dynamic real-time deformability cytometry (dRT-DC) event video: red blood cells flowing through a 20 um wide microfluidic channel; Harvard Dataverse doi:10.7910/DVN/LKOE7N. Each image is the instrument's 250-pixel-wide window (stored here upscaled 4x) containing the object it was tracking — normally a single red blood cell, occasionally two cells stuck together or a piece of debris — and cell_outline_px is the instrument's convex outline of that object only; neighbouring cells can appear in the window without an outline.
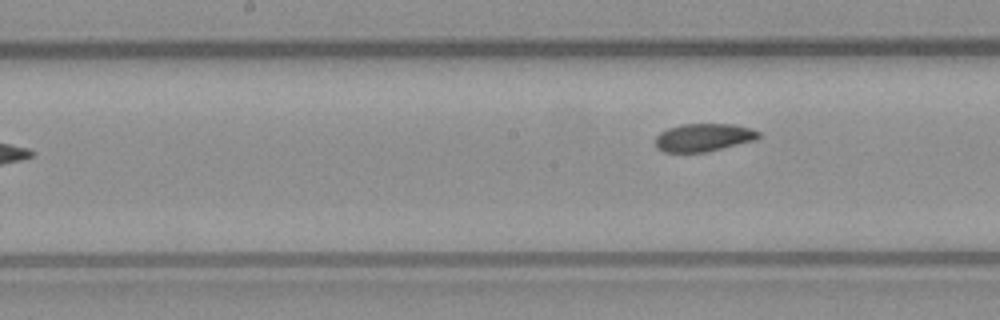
{"species": "common noctule bat (a hibernating species)", "species_latin": "Nyctalus noctula", "temperature_condition": "warm", "stored_images_in_passage": 8, "camera_frame_rate_fps": 3000, "um_per_image_px": 0.085, "animal": {"sex": "male", "body_mass_g": 23.1, "forearm_length_mm": 52.7}, "frame": {"image": 1, "passage_image": 8, "time_ms": 2.333, "image_size_px": [1000, 320], "cell_outline_px": [[760, 136], [756, 140], [704, 152], [664, 152], [656, 148], [656, 136], [660, 132], [668, 128], [680, 124], [732, 124], [752, 128], [760, 132]], "centroid_in_image_um": [59.8, 11.68], "position_along_channel_um": 188.4, "area_um2": 16.82}}